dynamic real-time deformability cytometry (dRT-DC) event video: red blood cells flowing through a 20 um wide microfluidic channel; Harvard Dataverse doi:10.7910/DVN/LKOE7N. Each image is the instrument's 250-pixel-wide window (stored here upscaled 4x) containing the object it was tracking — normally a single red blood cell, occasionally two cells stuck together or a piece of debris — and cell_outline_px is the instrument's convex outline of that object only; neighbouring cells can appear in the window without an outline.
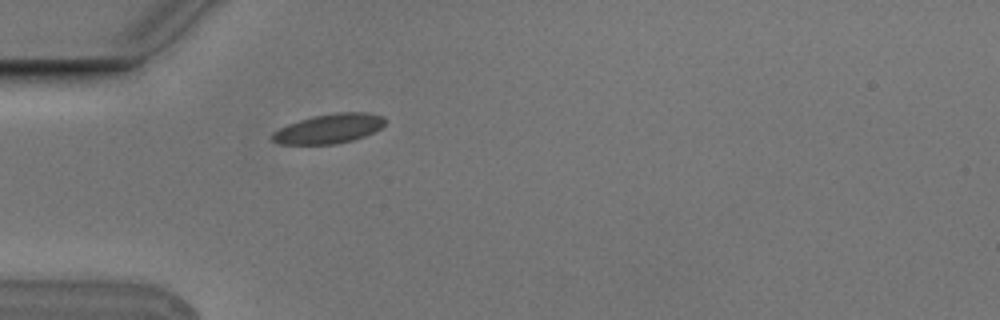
{"species": "Egyptian fruit bat (a non-hibernating species)", "species_latin": "Rousettus aegyptiacus", "temperature_condition": "cold", "stored_images_in_passage": 2, "camera_frame_rate_fps": 3000, "um_per_image_px": 0.085, "animal": {"sex": "male"}, "frame": {"image": 1, "passage_image": 2, "time_ms": 0.333, "image_size_px": [1000, 320], "cell_outline_px": [[388, 120], [380, 128], [364, 136], [352, 140], [332, 144], [280, 144], [272, 140], [272, 132], [288, 124], [312, 116], [336, 112], [368, 112], [384, 116]], "centroid_in_image_um": [27.99, 10.92], "position_along_channel_um": 57.0, "area_um2": 19.36}}